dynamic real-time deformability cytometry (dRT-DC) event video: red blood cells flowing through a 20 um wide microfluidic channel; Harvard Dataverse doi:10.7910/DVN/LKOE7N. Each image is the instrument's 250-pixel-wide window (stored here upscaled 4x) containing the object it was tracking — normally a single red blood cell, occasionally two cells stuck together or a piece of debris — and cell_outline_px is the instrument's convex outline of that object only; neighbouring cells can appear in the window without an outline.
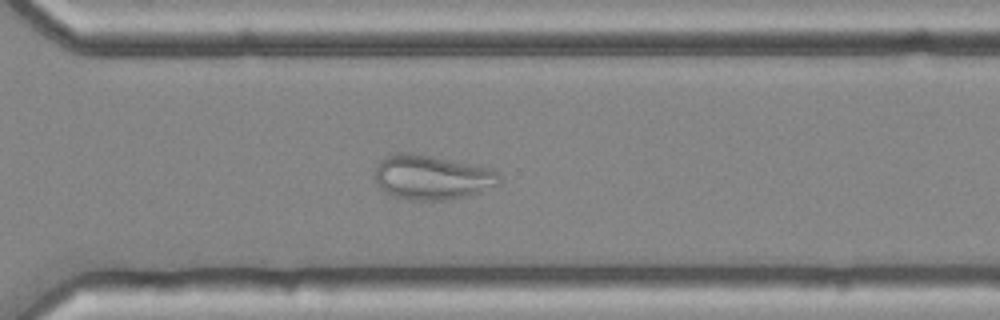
{"species": "common noctule bat (a hibernating species)", "species_latin": "Nyctalus noctula", "temperature_condition": "cold", "stored_images_in_passage": 54, "camera_frame_rate_fps": 3000, "um_per_image_px": 0.085, "animal": {"sex": "female", "body_mass_g": 25.1}, "frame": {"image": 1, "passage_image": 39, "time_ms": 12.667, "image_size_px": [1000, 320], "cell_outline_px": [[500, 184], [480, 192], [468, 196], [448, 200], [408, 200], [392, 196], [384, 192], [376, 184], [376, 164], [384, 156], [392, 152], [412, 152], [492, 168], [500, 172]], "centroid_in_image_um": [36.7, 15.06], "position_along_channel_um": 333.9, "area_um2": 32.95}}